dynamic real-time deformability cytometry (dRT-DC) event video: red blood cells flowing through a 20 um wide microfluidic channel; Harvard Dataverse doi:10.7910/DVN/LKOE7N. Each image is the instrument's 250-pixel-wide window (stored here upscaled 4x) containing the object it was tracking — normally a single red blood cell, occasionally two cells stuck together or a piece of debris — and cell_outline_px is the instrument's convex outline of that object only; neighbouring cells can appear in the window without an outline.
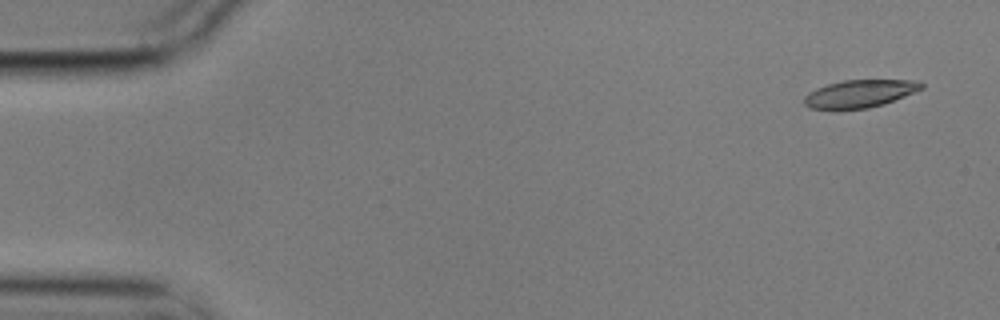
{"species": "common noctule bat (a hibernating species)", "species_latin": "Nyctalus noctula", "temperature_condition": "cold", "stored_images_in_passage": 6, "camera_frame_rate_fps": 3000, "um_per_image_px": 0.085, "animal": {"sex": "male", "body_mass_g": 17.9}, "frame": {"image": 1, "passage_image": 1, "time_ms": 0.0, "image_size_px": [1000, 320], "cell_outline_px": [[924, 88], [884, 104], [868, 108], [836, 112], [808, 108], [804, 104], [804, 96], [808, 92], [816, 88], [828, 84], [844, 80], [920, 80], [924, 84]], "centroid_in_image_um": [73.02, 8.0], "position_along_channel_um": 12.0, "area_um2": 19.59}}
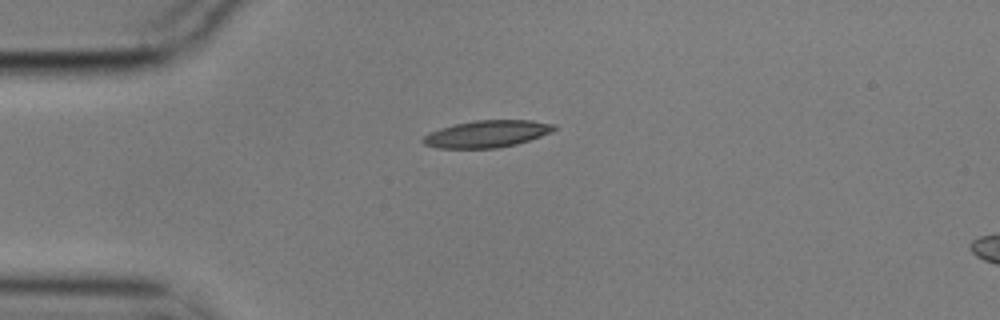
{"frame": {"image": 2, "passage_image": 4, "time_ms": 1.0, "image_size_px": [1000, 320], "cell_outline_px": [[556, 128], [552, 132], [516, 144], [496, 148], [436, 148], [424, 144], [420, 140], [428, 132], [440, 128], [456, 124], [476, 120], [532, 120], [556, 124]], "centroid_in_image_um": [41.37, 11.38], "position_along_channel_um": 43.6, "area_um2": 20.63}}
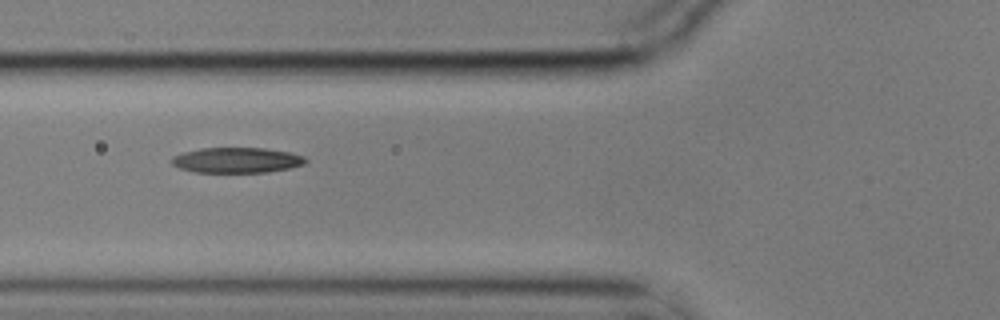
{"frame": {"image": 3, "passage_image": 6, "time_ms": 1.667, "image_size_px": [1000, 320], "cell_outline_px": [[308, 160], [304, 164], [288, 168], [268, 172], [192, 172], [180, 168], [172, 164], [172, 156], [184, 152], [200, 148], [264, 148], [292, 152], [304, 156]], "centroid_in_image_um": [20.14, 13.61], "position_along_channel_um": 105.7, "area_um2": 19.83}}